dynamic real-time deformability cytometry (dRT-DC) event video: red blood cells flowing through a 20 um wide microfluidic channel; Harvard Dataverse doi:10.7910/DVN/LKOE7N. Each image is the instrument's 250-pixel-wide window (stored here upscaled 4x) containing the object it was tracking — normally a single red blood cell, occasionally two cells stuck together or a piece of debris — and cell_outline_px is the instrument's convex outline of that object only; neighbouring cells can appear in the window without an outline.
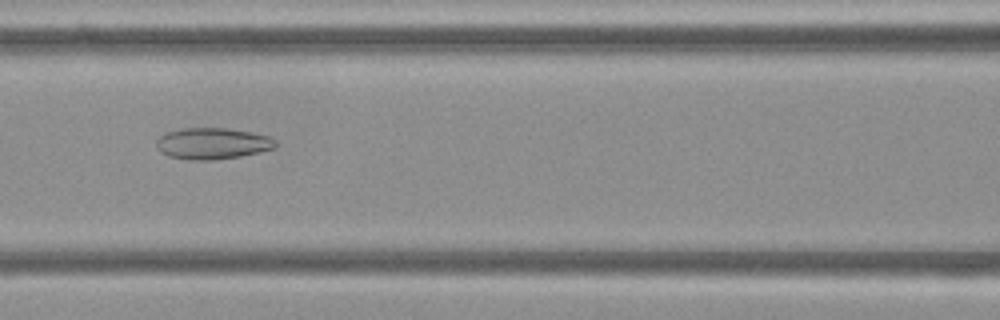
{"species": "Egyptian fruit bat (a non-hibernating species)", "species_latin": "Rousettus aegyptiacus", "temperature_condition": "cold", "stored_images_in_passage": 54, "camera_frame_rate_fps": 3000, "um_per_image_px": 0.085, "frame": {"image": 1, "passage_image": 23, "time_ms": 7.333, "image_size_px": [1000, 320], "cell_outline_px": [[276, 148], [240, 156], [212, 160], [192, 160], [168, 156], [160, 152], [156, 148], [156, 140], [160, 136], [168, 132], [184, 128], [224, 128], [252, 132], [268, 136], [276, 140]], "centroid_in_image_um": [18.05, 12.2], "position_along_channel_um": 148.6, "area_um2": 21.73}}
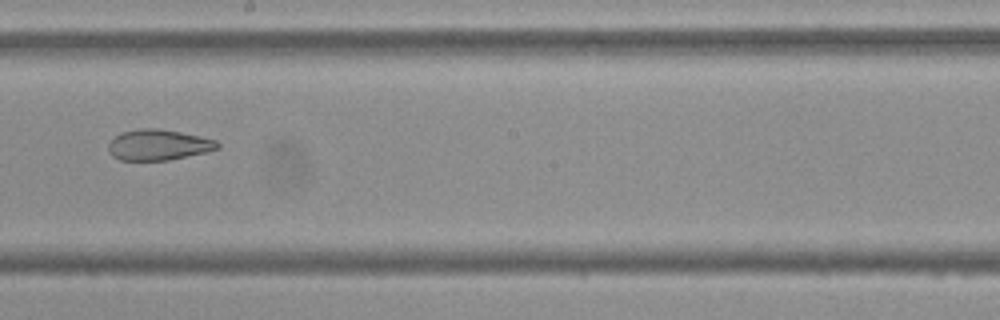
{"frame": {"image": 2, "passage_image": 30, "time_ms": 9.667, "image_size_px": [1000, 320], "cell_outline_px": [[220, 148], [204, 152], [168, 160], [120, 160], [112, 156], [108, 152], [108, 144], [120, 132], [140, 128], [156, 128], [180, 132], [200, 136], [216, 140], [220, 144]], "centroid_in_image_um": [13.44, 12.31], "position_along_channel_um": 234.8, "area_um2": 19.48}}
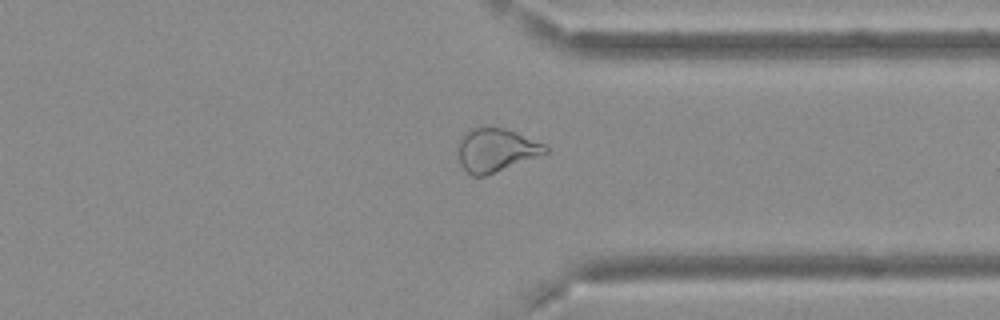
{"frame": {"image": 3, "passage_image": 41, "time_ms": 13.333, "image_size_px": [1000, 320], "cell_outline_px": [[548, 152], [484, 176], [472, 176], [460, 164], [460, 140], [472, 128], [504, 128], [544, 144], [548, 148]], "centroid_in_image_um": [42.16, 12.77], "position_along_channel_um": 369.2, "area_um2": 21.1}, "authors_computed_cell_mechanics": {"area_um2": 25.3164, "velocity_mm_per_s": 3.7022, "shape_relaxation_time_tau1_ms": null, "shape_relaxation_time_tau2_ms": 3.1735, "deformation_change_tau1": null, "deformation_change_tau2": 0.1042}}